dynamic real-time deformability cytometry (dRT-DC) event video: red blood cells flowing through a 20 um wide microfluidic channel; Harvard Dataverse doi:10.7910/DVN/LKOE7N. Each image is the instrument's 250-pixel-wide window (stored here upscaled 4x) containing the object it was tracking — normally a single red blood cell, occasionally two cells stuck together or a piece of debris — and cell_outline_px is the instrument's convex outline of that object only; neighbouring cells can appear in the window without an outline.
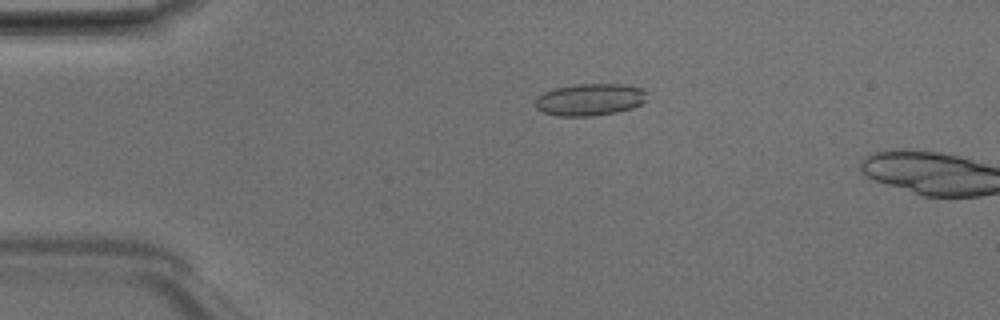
{"species": "Egyptian fruit bat (a non-hibernating species)", "species_latin": "Rousettus aegyptiacus", "temperature_condition": "room temperature", "stored_images_in_passage": 2, "camera_frame_rate_fps": 3000, "um_per_image_px": 0.085, "animal": {"sex": "male"}, "frame": {"image": 1, "passage_image": 1, "time_ms": 0.0, "image_size_px": [1000, 320], "cell_outline_px": [[648, 100], [632, 108], [616, 112], [592, 116], [556, 116], [544, 112], [536, 108], [536, 96], [552, 88], [576, 84], [624, 84], [640, 88], [648, 92]], "centroid_in_image_um": [50.15, 8.46], "position_along_channel_um": 34.8, "area_um2": 21.1}}